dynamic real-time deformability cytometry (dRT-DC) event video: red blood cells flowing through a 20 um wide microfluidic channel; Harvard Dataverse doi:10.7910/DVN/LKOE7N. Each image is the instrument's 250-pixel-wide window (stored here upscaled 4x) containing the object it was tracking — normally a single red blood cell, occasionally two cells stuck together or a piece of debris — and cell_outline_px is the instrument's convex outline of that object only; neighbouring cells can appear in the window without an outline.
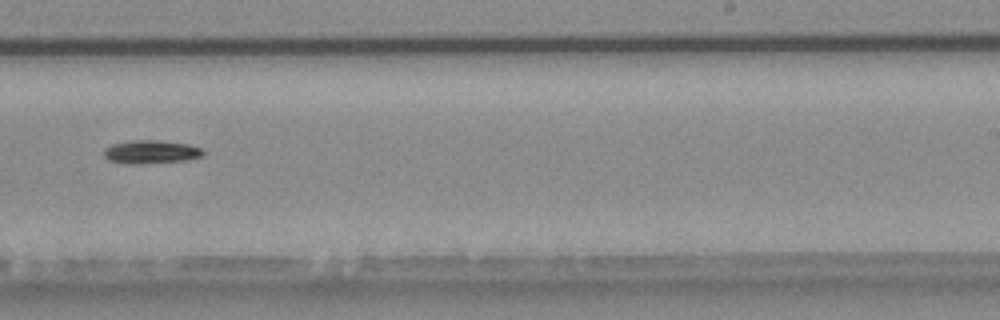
{"species": "common noctule bat (a hibernating species)", "species_latin": "Nyctalus noctula", "temperature_condition": "warm", "stored_images_in_passage": 31, "camera_frame_rate_fps": 3000, "um_per_image_px": 0.085, "animal": {"sex": "male", "body_mass_g": 20.4}, "frame": {"image": 1, "passage_image": 18, "time_ms": 5.667, "image_size_px": [1000, 320], "cell_outline_px": [[204, 152], [200, 156], [184, 160], [136, 164], [132, 164], [108, 160], [104, 156], [104, 148], [112, 144], [128, 140], [152, 140], [184, 144], [200, 148]], "centroid_in_image_um": [12.74, 12.91], "position_along_channel_um": 276.3, "area_um2": 13.12}, "authors_computed_cell_mechanics": {"area_um2": 12.716, "velocity_mm_per_s": 3.895, "shape_relaxation_time_tau1_ms": 3.1045, "shape_relaxation_time_tau2_ms": null, "deformation_change_tau1": 0.143, "deformation_change_tau2": null}}